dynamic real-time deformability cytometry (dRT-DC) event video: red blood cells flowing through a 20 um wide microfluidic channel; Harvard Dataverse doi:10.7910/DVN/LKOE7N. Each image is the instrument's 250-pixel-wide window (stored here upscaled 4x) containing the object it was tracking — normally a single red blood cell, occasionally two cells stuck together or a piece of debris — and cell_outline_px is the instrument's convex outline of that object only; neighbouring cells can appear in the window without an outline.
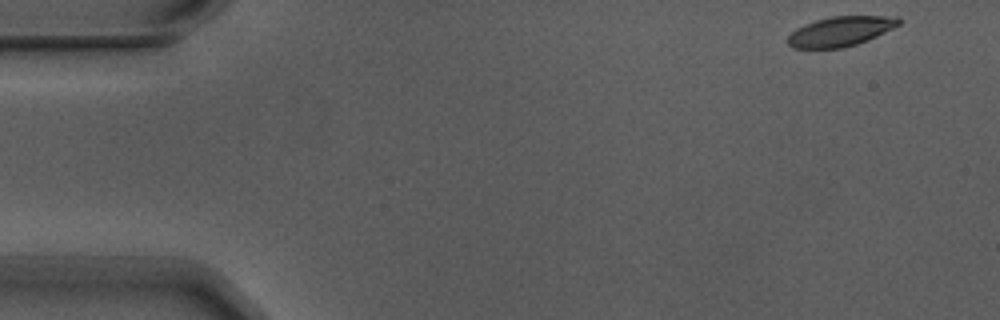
{"species": "Egyptian fruit bat (a non-hibernating species)", "species_latin": "Rousettus aegyptiacus", "temperature_condition": "warm", "stored_images_in_passage": 7, "camera_frame_rate_fps": 3000, "um_per_image_px": 0.085, "animal": {"sex": "male"}, "frame": {"image": 1, "passage_image": 1, "time_ms": 0.0, "image_size_px": [1000, 320], "cell_outline_px": [[900, 24], [868, 40], [844, 48], [792, 48], [788, 44], [788, 36], [796, 28], [804, 24], [816, 20], [832, 16], [900, 16]], "centroid_in_image_um": [71.44, 2.66], "position_along_channel_um": 13.6, "area_um2": 19.19}}
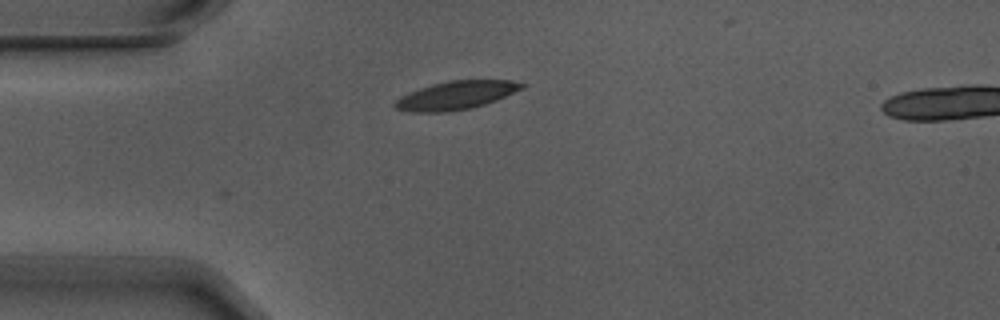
{"frame": {"image": 2, "passage_image": 4, "time_ms": 1.0, "image_size_px": [1000, 320], "cell_outline_px": [[528, 84], [524, 88], [496, 100], [472, 108], [444, 112], [408, 112], [396, 108], [392, 104], [400, 96], [408, 92], [432, 84], [448, 80], [512, 80]], "centroid_in_image_um": [38.76, 8.09], "position_along_channel_um": 46.2, "area_um2": 21.1}}
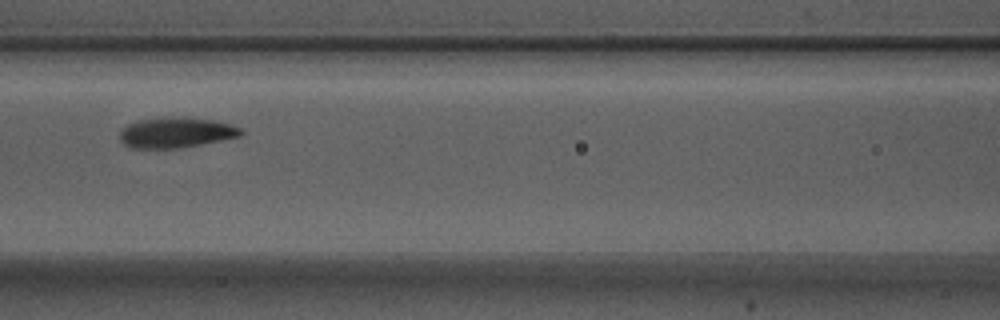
{"frame": {"image": 3, "passage_image": 7, "time_ms": 2.0, "image_size_px": [1000, 320], "cell_outline_px": [[244, 132], [240, 136], [200, 144], [176, 148], [132, 148], [124, 144], [120, 140], [120, 128], [136, 120], [184, 116], [212, 120], [232, 124], [240, 128]], "centroid_in_image_um": [14.94, 11.25], "position_along_channel_um": 151.7, "area_um2": 21.44}}